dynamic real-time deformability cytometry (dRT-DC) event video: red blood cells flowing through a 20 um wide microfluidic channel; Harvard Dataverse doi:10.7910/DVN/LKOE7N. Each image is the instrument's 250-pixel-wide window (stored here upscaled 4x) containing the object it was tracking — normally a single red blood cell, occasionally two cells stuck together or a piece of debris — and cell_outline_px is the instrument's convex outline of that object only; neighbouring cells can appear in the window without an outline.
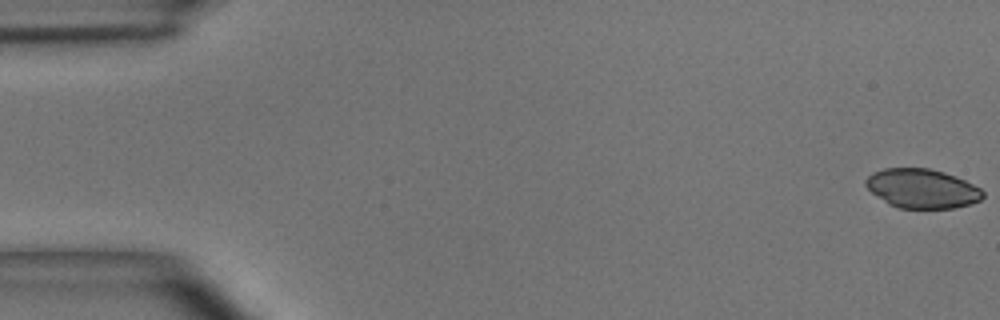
{"species": "common noctule bat (a hibernating species)", "species_latin": "Nyctalus noctula", "temperature_condition": "room temperature", "stored_images_in_passage": 49, "camera_frame_rate_fps": 3000, "um_per_image_px": 0.085, "animal": {"sex": "male", "body_mass_g": 15.6}, "frame": {"image": 1, "passage_image": 1, "time_ms": 0.0, "image_size_px": [1000, 320], "cell_outline_px": [[984, 196], [980, 200], [968, 204], [952, 208], [900, 208], [888, 204], [872, 192], [864, 184], [864, 180], [872, 172], [884, 168], [928, 168], [944, 172], [956, 176], [980, 188], [984, 192]], "centroid_in_image_um": [78.35, 16.02], "position_along_channel_um": 6.6, "area_um2": 26.7}}
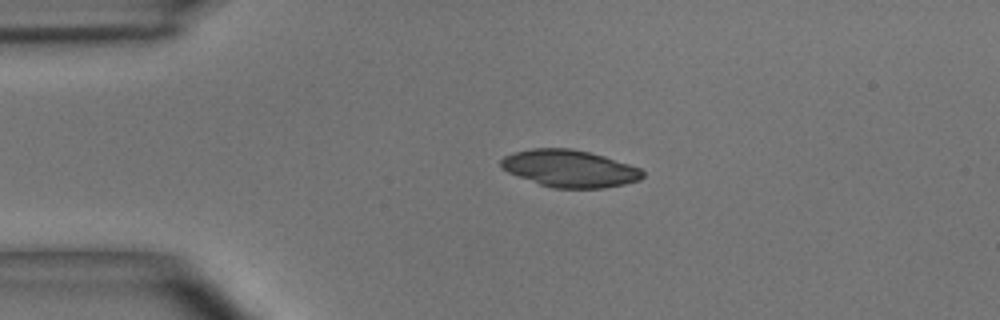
{"frame": {"image": 2, "passage_image": 11, "time_ms": 3.333, "image_size_px": [1000, 320], "cell_outline_px": [[644, 176], [640, 180], [624, 184], [604, 188], [552, 188], [540, 184], [508, 172], [500, 168], [500, 160], [504, 156], [512, 152], [532, 148], [572, 148], [604, 156], [640, 168], [644, 172]], "centroid_in_image_um": [48.4, 14.32], "position_along_channel_um": 36.6, "area_um2": 30.69}}
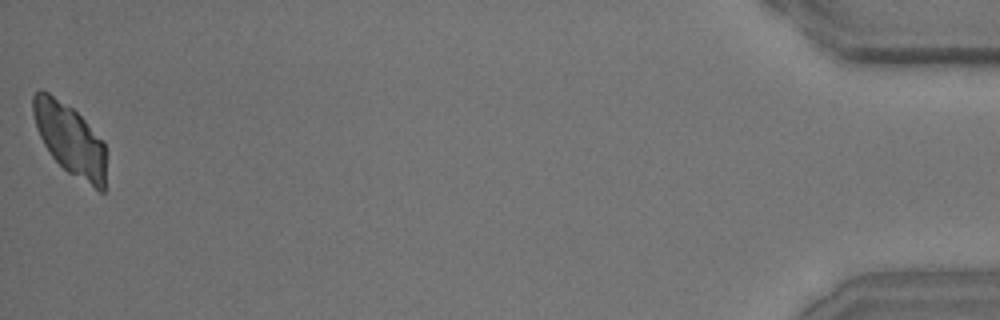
{"frame": {"image": 3, "passage_image": 49, "time_ms": 16.0, "image_size_px": [1000, 320], "cell_outline_px": [[104, 192], [100, 192], [68, 172], [52, 156], [44, 144], [36, 128], [32, 112], [32, 96], [40, 88], [48, 92], [72, 108], [104, 140]], "centroid_in_image_um": [5.92, 11.82], "position_along_channel_um": 429.3, "area_um2": 30.06}}